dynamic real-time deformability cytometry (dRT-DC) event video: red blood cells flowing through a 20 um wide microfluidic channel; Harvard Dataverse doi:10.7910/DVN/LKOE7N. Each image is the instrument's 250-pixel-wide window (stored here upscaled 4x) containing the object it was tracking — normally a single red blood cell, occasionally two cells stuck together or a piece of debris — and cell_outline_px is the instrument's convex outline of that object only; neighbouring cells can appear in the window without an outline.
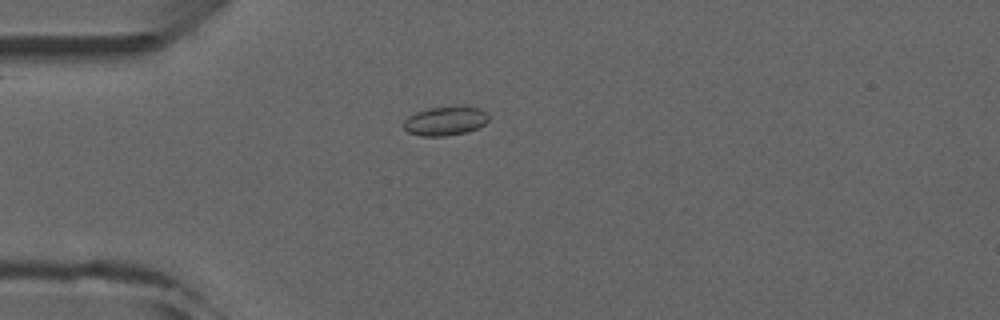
{"species": "common noctule bat (a hibernating species)", "species_latin": "Nyctalus noctula", "temperature_condition": "room temperature", "stored_images_in_passage": 4, "camera_frame_rate_fps": 3000, "um_per_image_px": 0.085, "animal": {"sex": "male", "forearm_length_mm": 52.5}, "frame": {"image": 1, "passage_image": 4, "time_ms": 3.333, "image_size_px": [1000, 320], "cell_outline_px": [[488, 120], [484, 124], [468, 132], [444, 136], [420, 136], [408, 132], [404, 128], [404, 120], [408, 116], [416, 112], [428, 108], [464, 104], [480, 108], [488, 116]], "centroid_in_image_um": [37.85, 10.25], "position_along_channel_um": 47.1, "area_um2": 14.68}}